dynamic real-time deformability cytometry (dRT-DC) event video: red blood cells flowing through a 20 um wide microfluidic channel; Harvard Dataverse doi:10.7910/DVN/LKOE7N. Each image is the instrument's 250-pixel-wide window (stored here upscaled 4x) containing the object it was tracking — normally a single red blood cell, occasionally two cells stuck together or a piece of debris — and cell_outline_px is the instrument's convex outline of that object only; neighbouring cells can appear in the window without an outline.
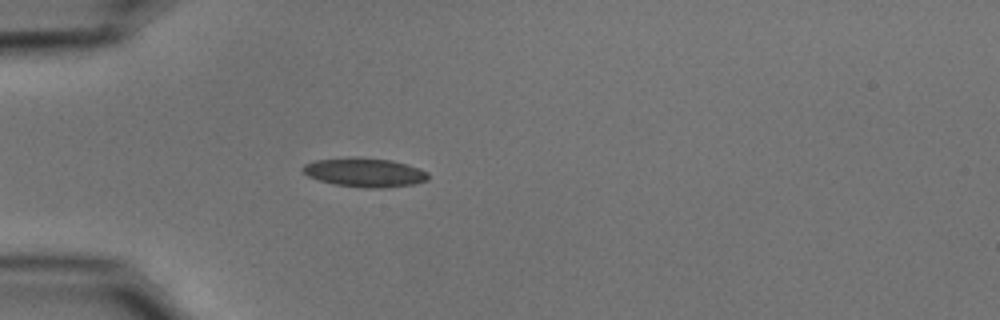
{"species": "common noctule bat (a hibernating species)", "species_latin": "Nyctalus noctula", "temperature_condition": "cold", "stored_images_in_passage": 42, "camera_frame_rate_fps": 3000, "um_per_image_px": 0.085, "animal": {"sex": "male", "body_mass_g": 15.6}, "frame": {"image": 1, "passage_image": 7, "time_ms": 2.0, "image_size_px": [1000, 320], "cell_outline_px": [[428, 180], [412, 184], [384, 188], [364, 188], [332, 184], [308, 176], [300, 168], [304, 164], [316, 160], [348, 156], [356, 156], [392, 160], [420, 168], [428, 172]], "centroid_in_image_um": [30.98, 14.64], "position_along_channel_um": 54.0, "area_um2": 21.5}}
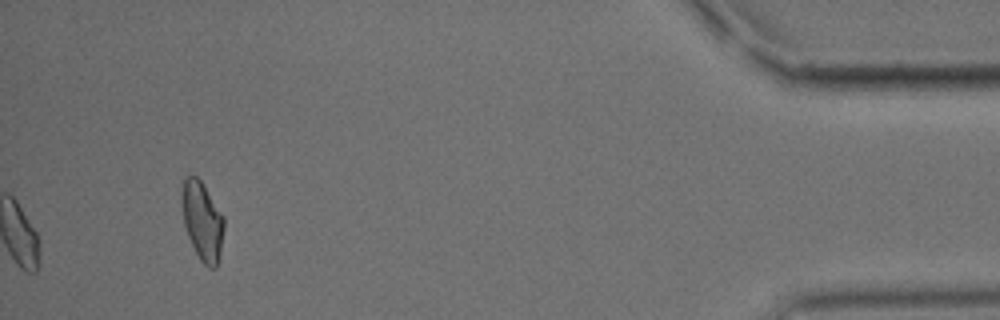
{"frame": {"image": 2, "passage_image": 42, "time_ms": 13.667, "image_size_px": [1000, 320], "cell_outline_px": [[224, 228], [220, 252], [216, 268], [208, 268], [200, 260], [188, 236], [184, 224], [180, 204], [180, 200], [184, 176], [196, 176], [204, 184], [224, 216]], "centroid_in_image_um": [17.18, 18.75], "position_along_channel_um": 418.0, "area_um2": 19.54}, "authors_computed_cell_mechanics": {"area_um2": 15.4037, "velocity_mm_per_s": 3.7297, "shape_relaxation_time_tau1_ms": 2.4163, "shape_relaxation_time_tau2_ms": 1.1596, "deformation_change_tau1": 0.058, "deformation_change_tau2": 0.0392}}